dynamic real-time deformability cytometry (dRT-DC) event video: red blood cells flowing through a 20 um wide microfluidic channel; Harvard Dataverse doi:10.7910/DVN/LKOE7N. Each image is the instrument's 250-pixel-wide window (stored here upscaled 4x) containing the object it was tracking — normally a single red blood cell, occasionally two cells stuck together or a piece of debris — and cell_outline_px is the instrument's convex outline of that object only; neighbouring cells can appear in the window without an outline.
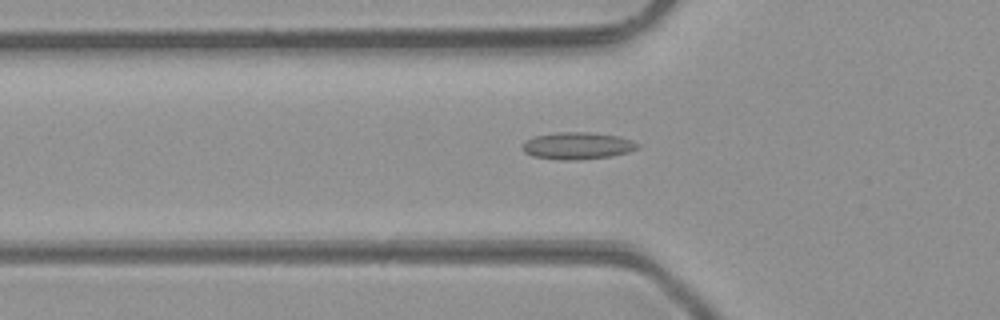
{"species": "common noctule bat (a hibernating species)", "species_latin": "Nyctalus noctula", "temperature_condition": "room temperature", "stored_images_in_passage": 42, "segment_of_instrument_passage": [1, 2], "camera_frame_rate_fps": 3000, "um_per_image_px": 0.085, "animal": {"sex": "male", "body_mass_g": 23.1, "forearm_length_mm": 52.7}, "frame": {"image": 1, "passage_image": 9, "time_ms": 2.667, "image_size_px": [1000, 320], "cell_outline_px": [[640, 144], [636, 148], [628, 152], [612, 156], [580, 160], [560, 160], [532, 156], [524, 152], [520, 148], [528, 140], [536, 136], [556, 132], [592, 132], [620, 136], [632, 140]], "centroid_in_image_um": [49.1, 12.39], "position_along_channel_um": 76.7, "area_um2": 18.26}}
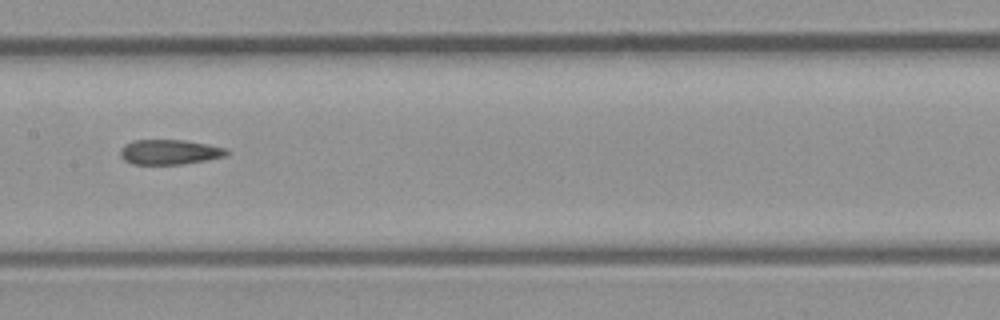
{"frame": {"image": 2, "passage_image": 17, "time_ms": 5.333, "image_size_px": [1000, 320], "cell_outline_px": [[228, 152], [224, 156], [204, 160], [180, 164], [132, 164], [124, 160], [120, 156], [120, 148], [124, 144], [132, 140], [184, 140], [208, 144], [228, 148]], "centroid_in_image_um": [14.36, 12.91], "position_along_channel_um": 193.0, "area_um2": 15.43}}
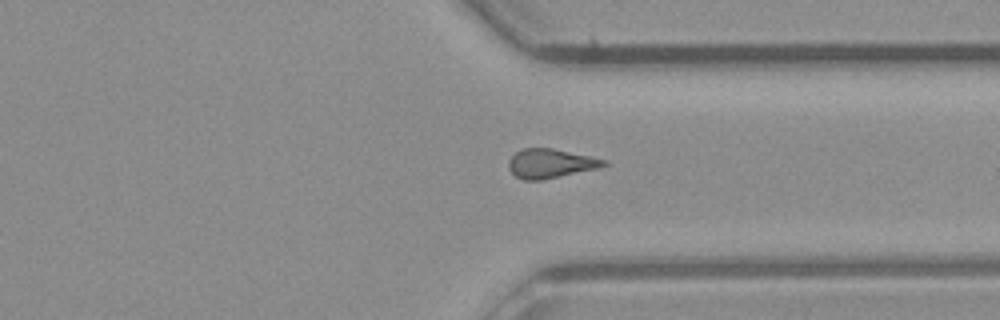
{"frame": {"image": 3, "passage_image": 29, "time_ms": 9.333, "image_size_px": [1000, 320], "cell_outline_px": [[608, 164], [596, 168], [544, 180], [524, 180], [516, 176], [508, 168], [508, 160], [520, 148], [552, 148], [608, 160]], "centroid_in_image_um": [46.76, 13.89], "position_along_channel_um": 364.6, "area_um2": 16.13}}